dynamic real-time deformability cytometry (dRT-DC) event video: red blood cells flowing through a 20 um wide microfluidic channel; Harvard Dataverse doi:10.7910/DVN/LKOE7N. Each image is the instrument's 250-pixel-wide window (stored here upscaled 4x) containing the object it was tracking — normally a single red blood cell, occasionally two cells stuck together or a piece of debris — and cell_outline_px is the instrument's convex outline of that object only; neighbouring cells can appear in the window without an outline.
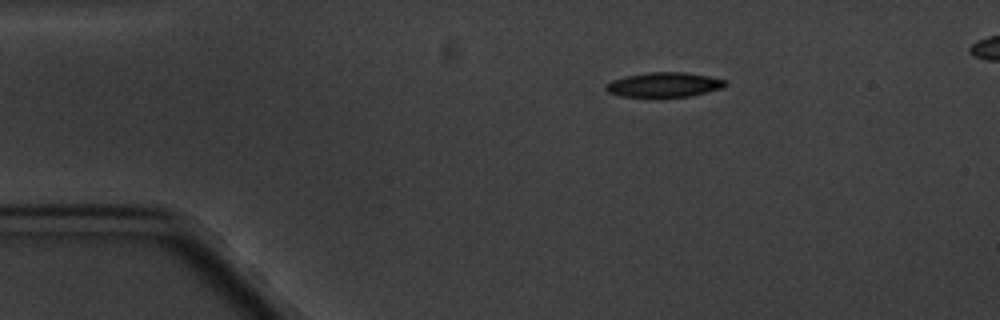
{"species": "common noctule bat (a hibernating species)", "species_latin": "Nyctalus noctula", "temperature_condition": "cold", "stored_images_in_passage": 4, "segment_of_instrument_passage": [1, 2], "camera_frame_rate_fps": 3000, "um_per_image_px": 0.085, "animal": {"sex": "male", "body_mass_g": 20.1, "forearm_length_mm": 53.5}, "frame": {"image": 1, "passage_image": 1, "time_ms": 0.0, "image_size_px": [1000, 320], "cell_outline_px": [[728, 84], [724, 88], [688, 96], [620, 96], [608, 92], [604, 88], [604, 84], [612, 80], [624, 76], [648, 72], [684, 72], [708, 76], [728, 80]], "centroid_in_image_um": [56.45, 7.18], "position_along_channel_um": 28.6, "area_um2": 17.17}}